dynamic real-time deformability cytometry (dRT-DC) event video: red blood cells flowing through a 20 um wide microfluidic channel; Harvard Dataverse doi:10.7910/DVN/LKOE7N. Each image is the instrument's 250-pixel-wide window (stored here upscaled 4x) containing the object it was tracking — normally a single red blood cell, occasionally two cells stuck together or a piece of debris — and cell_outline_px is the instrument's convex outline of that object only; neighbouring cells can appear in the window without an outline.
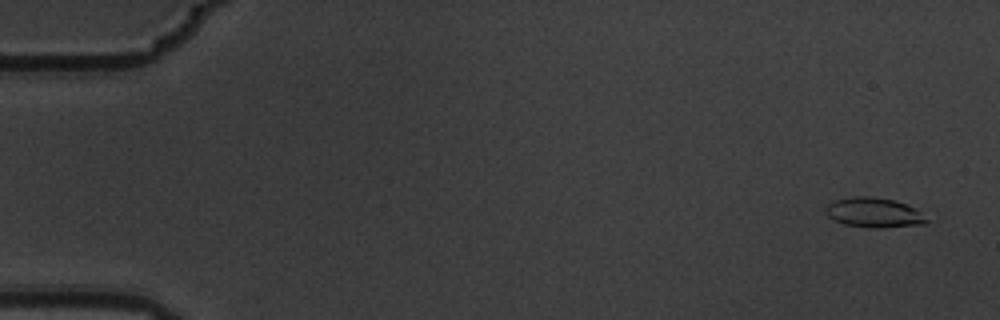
{"species": "common noctule bat (a hibernating species)", "species_latin": "Nyctalus noctula", "temperature_condition": "warm", "stored_images_in_passage": 5, "camera_frame_rate_fps": 3000, "um_per_image_px": 0.085, "animal": {"sex": "male", "body_mass_g": 19.5, "forearm_length_mm": 54.6}, "frame": {"image": 1, "passage_image": 1, "time_ms": 0.0, "image_size_px": [1000, 320], "cell_outline_px": [[928, 224], [880, 228], [868, 228], [844, 224], [828, 216], [824, 212], [824, 208], [828, 204], [836, 200], [852, 196], [872, 196], [892, 200], [916, 208], [928, 220]], "centroid_in_image_um": [74.28, 18.08], "position_along_channel_um": 10.7, "area_um2": 17.57}}